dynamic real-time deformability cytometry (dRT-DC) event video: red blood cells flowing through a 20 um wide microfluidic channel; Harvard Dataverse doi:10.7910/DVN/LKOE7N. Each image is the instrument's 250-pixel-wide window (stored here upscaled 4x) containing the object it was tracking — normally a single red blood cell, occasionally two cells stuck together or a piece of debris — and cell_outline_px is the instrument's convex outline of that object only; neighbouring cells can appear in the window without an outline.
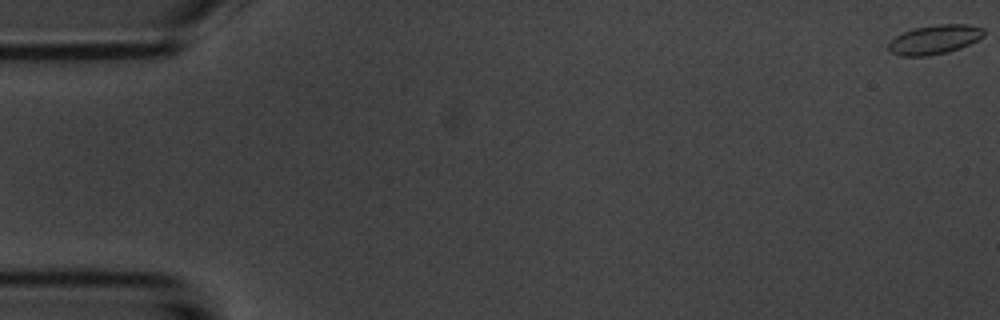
{"species": "common noctule bat (a hibernating species)", "species_latin": "Nyctalus noctula", "temperature_condition": "room temperature", "stored_images_in_passage": 6, "camera_frame_rate_fps": 3000, "um_per_image_px": 0.085, "animal": {"sex": "male", "body_mass_g": 20.1, "forearm_length_mm": 53.5}, "frame": {"image": 1, "passage_image": 1, "time_ms": 0.0, "image_size_px": [1000, 320], "cell_outline_px": [[984, 36], [960, 48], [948, 52], [928, 56], [900, 56], [892, 52], [888, 48], [888, 44], [896, 36], [904, 32], [916, 28], [936, 24], [968, 24], [984, 28]], "centroid_in_image_um": [79.45, 3.36], "position_along_channel_um": 5.5, "area_um2": 16.13}}
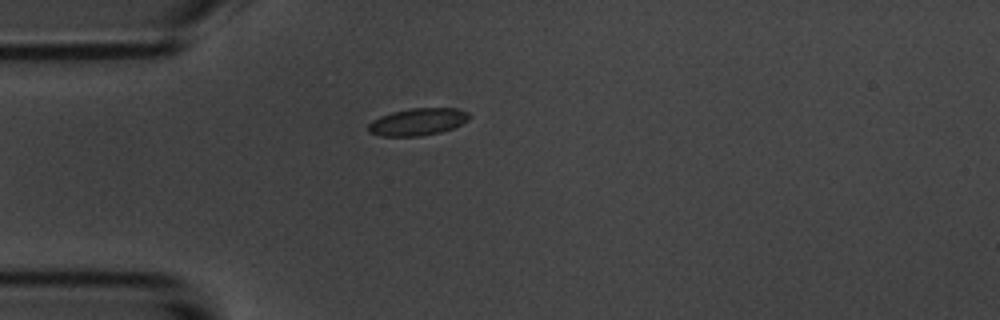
{"frame": {"image": 2, "passage_image": 5, "time_ms": 5.0, "image_size_px": [1000, 320], "cell_outline_px": [[468, 120], [452, 128], [440, 132], [420, 136], [380, 136], [368, 132], [368, 124], [372, 120], [380, 116], [392, 112], [408, 108], [456, 108], [468, 112]], "centroid_in_image_um": [35.46, 10.35], "position_along_channel_um": 49.5, "area_um2": 15.95}}